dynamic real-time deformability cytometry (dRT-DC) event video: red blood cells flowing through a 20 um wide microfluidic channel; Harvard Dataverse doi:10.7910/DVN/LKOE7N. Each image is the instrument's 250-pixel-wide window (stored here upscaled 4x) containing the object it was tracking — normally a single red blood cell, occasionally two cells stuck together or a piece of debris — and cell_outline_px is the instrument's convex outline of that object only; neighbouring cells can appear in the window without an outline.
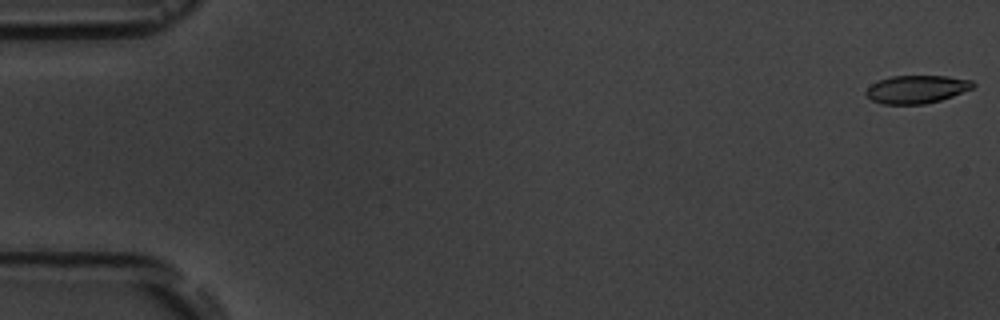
{"species": "common noctule bat (a hibernating species)", "species_latin": "Nyctalus noctula", "temperature_condition": "room temperature", "stored_images_in_passage": 7, "camera_frame_rate_fps": 3000, "um_per_image_px": 0.085, "animal": {"sex": "male", "body_mass_g": 19.5, "forearm_length_mm": 54.6}, "frame": {"image": 1, "passage_image": 1, "time_ms": 0.0, "image_size_px": [1000, 320], "cell_outline_px": [[976, 84], [972, 88], [952, 96], [940, 100], [924, 104], [884, 104], [872, 100], [864, 92], [872, 84], [880, 80], [892, 76], [948, 76], [972, 80]], "centroid_in_image_um": [77.93, 7.58], "position_along_channel_um": 7.1, "area_um2": 17.28}}
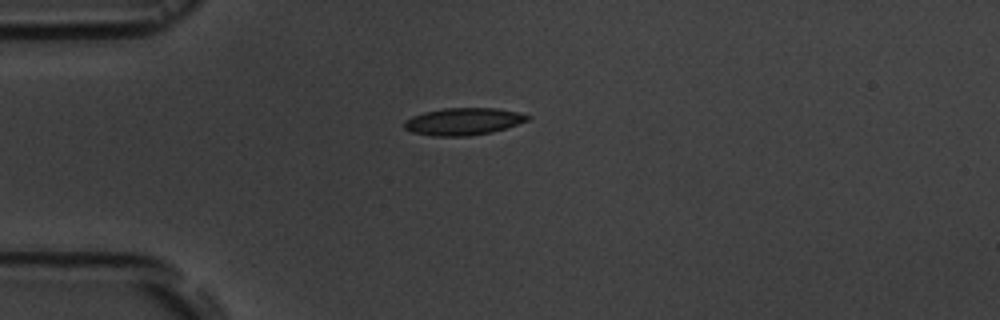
{"frame": {"image": 2, "passage_image": 5, "time_ms": 4.667, "image_size_px": [1000, 320], "cell_outline_px": [[532, 116], [528, 120], [492, 132], [468, 136], [432, 136], [412, 132], [404, 128], [404, 120], [412, 116], [424, 112], [444, 108], [496, 108], [516, 112]], "centroid_in_image_um": [39.34, 10.32], "position_along_channel_um": 45.7, "area_um2": 19.42}}
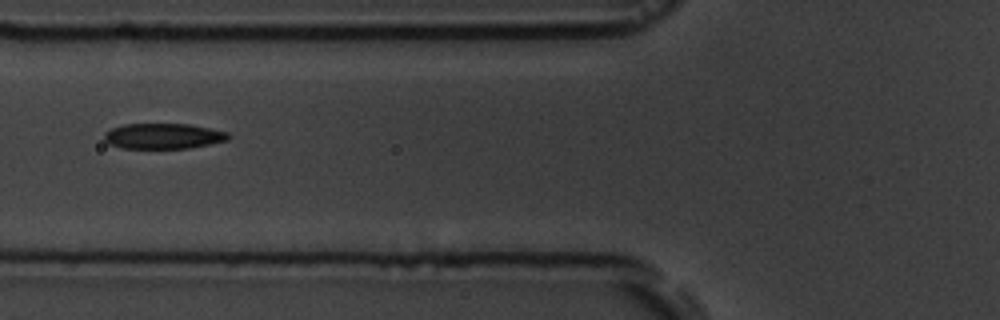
{"frame": {"image": 3, "passage_image": 7, "time_ms": 7.0, "image_size_px": [1000, 320], "cell_outline_px": [[232, 136], [228, 140], [188, 148], [120, 148], [108, 144], [104, 140], [104, 132], [112, 128], [124, 124], [188, 124], [228, 132]], "centroid_in_image_um": [13.85, 11.57], "position_along_channel_um": 112.0, "area_um2": 18.44}}